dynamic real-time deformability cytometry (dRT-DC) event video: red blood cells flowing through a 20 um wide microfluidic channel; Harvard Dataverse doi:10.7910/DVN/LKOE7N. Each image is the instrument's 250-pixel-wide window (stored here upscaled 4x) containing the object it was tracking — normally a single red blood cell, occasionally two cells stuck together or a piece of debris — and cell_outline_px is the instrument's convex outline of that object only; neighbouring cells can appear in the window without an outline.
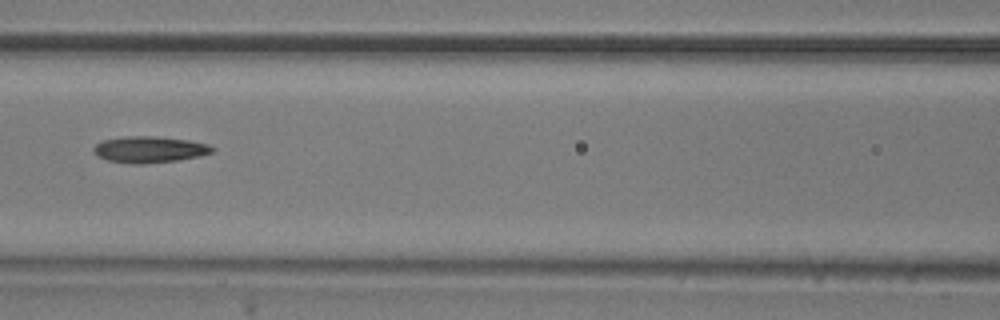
{"species": "common noctule bat (a hibernating species)", "species_latin": "Nyctalus noctula", "temperature_condition": "room temperature", "stored_images_in_passage": 9, "camera_frame_rate_fps": 3000, "um_per_image_px": 0.085, "animal": {"sex": "male", "body_mass_g": 20.5, "forearm_length_mm": 52.5}, "frame": {"image": 1, "passage_image": 6, "time_ms": 1.667, "image_size_px": [1000, 320], "cell_outline_px": [[216, 148], [212, 152], [200, 156], [176, 160], [144, 164], [128, 164], [108, 160], [96, 156], [92, 152], [92, 148], [100, 140], [128, 136], [152, 136], [188, 140], [208, 144]], "centroid_in_image_um": [12.65, 12.71], "position_along_channel_um": 153.9, "area_um2": 18.38}}
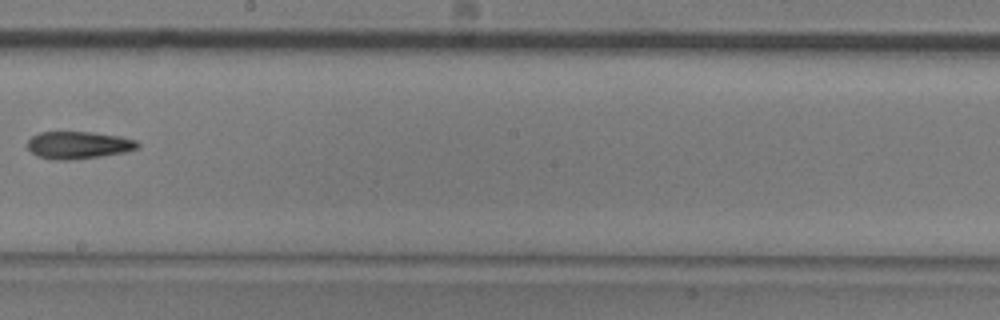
{"frame": {"image": 2, "passage_image": 8, "time_ms": 2.333, "image_size_px": [1000, 320], "cell_outline_px": [[140, 148], [124, 152], [100, 156], [72, 160], [52, 160], [36, 156], [28, 148], [28, 140], [32, 136], [40, 132], [92, 132], [120, 136], [136, 140], [140, 144]], "centroid_in_image_um": [6.67, 12.34], "position_along_channel_um": 241.5, "area_um2": 17.69}}
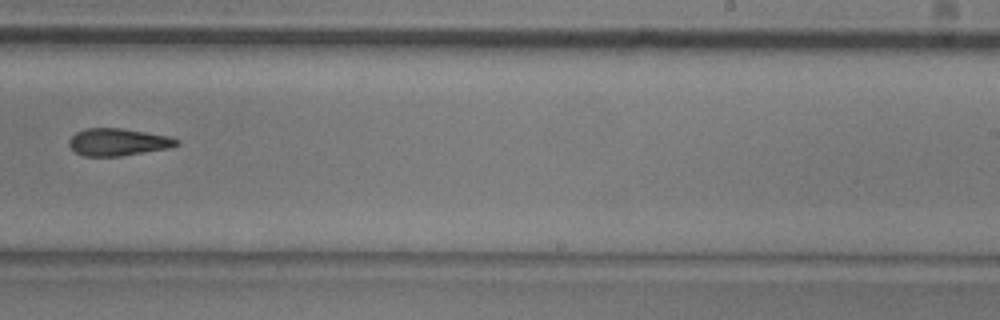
{"frame": {"image": 3, "passage_image": 9, "time_ms": 2.667, "image_size_px": [1000, 320], "cell_outline_px": [[180, 144], [168, 148], [120, 156], [84, 156], [76, 152], [68, 144], [68, 140], [76, 132], [84, 128], [120, 128], [168, 136], [180, 140]], "centroid_in_image_um": [10.01, 12.07], "position_along_channel_um": 279.0, "area_um2": 16.99}}